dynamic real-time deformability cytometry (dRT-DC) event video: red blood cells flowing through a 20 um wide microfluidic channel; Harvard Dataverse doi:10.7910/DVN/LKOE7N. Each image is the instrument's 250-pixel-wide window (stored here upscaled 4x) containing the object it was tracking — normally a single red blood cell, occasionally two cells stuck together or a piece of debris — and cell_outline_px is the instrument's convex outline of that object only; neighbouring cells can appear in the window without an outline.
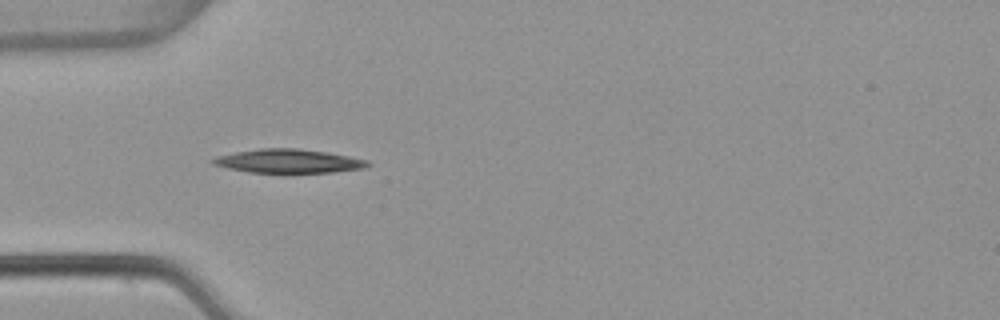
{"species": "common noctule bat (a hibernating species)", "species_latin": "Nyctalus noctula", "temperature_condition": "warm", "stored_images_in_passage": 6, "camera_frame_rate_fps": 3000, "um_per_image_px": 0.085, "animal": {"sex": "female", "body_mass_g": 22.7, "forearm_length_mm": 54.2}, "frame": {"image": 1, "passage_image": 3, "time_ms": 0.667, "image_size_px": [1000, 320], "cell_outline_px": [[372, 164], [364, 168], [332, 172], [284, 176], [248, 172], [228, 168], [212, 164], [208, 160], [216, 156], [236, 152], [260, 148], [296, 148], [324, 152], [348, 156], [368, 160]], "centroid_in_image_um": [24.48, 13.74], "position_along_channel_um": 60.5, "area_um2": 22.48}}
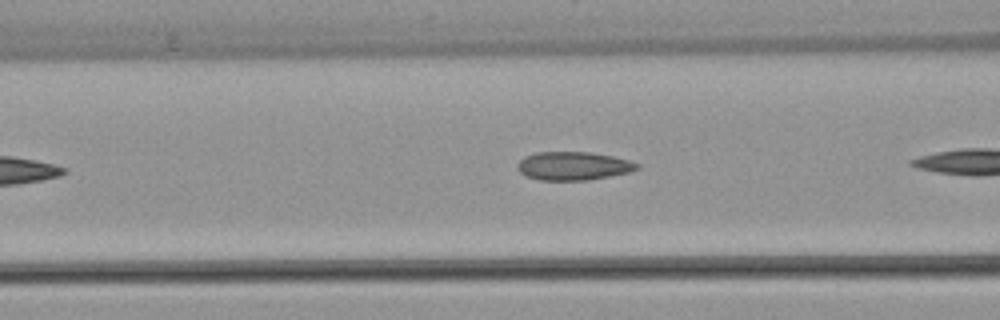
{"frame": {"image": 2, "passage_image": 5, "time_ms": 1.333, "image_size_px": [1000, 320], "cell_outline_px": [[640, 168], [628, 172], [588, 180], [540, 180], [528, 176], [520, 172], [516, 168], [520, 160], [524, 156], [536, 152], [588, 152], [612, 156], [628, 160], [640, 164]], "centroid_in_image_um": [48.72, 14.1], "position_along_channel_um": 117.9, "area_um2": 19.65}}